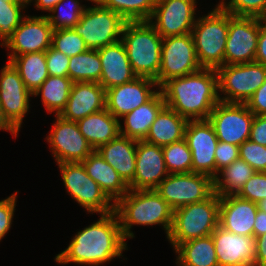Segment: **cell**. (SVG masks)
Returning <instances> with one entry per match:
<instances>
[{
	"label": "cell",
	"instance_id": "6da1fadb",
	"mask_svg": "<svg viewBox=\"0 0 266 266\" xmlns=\"http://www.w3.org/2000/svg\"><path fill=\"white\" fill-rule=\"evenodd\" d=\"M99 215L97 221L78 231L67 248L55 256L57 264L99 266L123 257L128 246L117 214L113 211Z\"/></svg>",
	"mask_w": 266,
	"mask_h": 266
},
{
	"label": "cell",
	"instance_id": "7a4b0ae2",
	"mask_svg": "<svg viewBox=\"0 0 266 266\" xmlns=\"http://www.w3.org/2000/svg\"><path fill=\"white\" fill-rule=\"evenodd\" d=\"M159 90L166 106L187 120H206L220 101L216 69L201 68L166 81Z\"/></svg>",
	"mask_w": 266,
	"mask_h": 266
},
{
	"label": "cell",
	"instance_id": "3957f363",
	"mask_svg": "<svg viewBox=\"0 0 266 266\" xmlns=\"http://www.w3.org/2000/svg\"><path fill=\"white\" fill-rule=\"evenodd\" d=\"M114 212L125 239L135 238L134 225H159L167 239L173 224L174 210L156 190H129L114 203Z\"/></svg>",
	"mask_w": 266,
	"mask_h": 266
},
{
	"label": "cell",
	"instance_id": "277c9868",
	"mask_svg": "<svg viewBox=\"0 0 266 266\" xmlns=\"http://www.w3.org/2000/svg\"><path fill=\"white\" fill-rule=\"evenodd\" d=\"M121 41L137 77L156 80L161 66L163 38L148 21L126 22Z\"/></svg>",
	"mask_w": 266,
	"mask_h": 266
},
{
	"label": "cell",
	"instance_id": "5b68a950",
	"mask_svg": "<svg viewBox=\"0 0 266 266\" xmlns=\"http://www.w3.org/2000/svg\"><path fill=\"white\" fill-rule=\"evenodd\" d=\"M208 14L199 16L192 28L195 52L202 68L224 66V55L229 28V12L219 3Z\"/></svg>",
	"mask_w": 266,
	"mask_h": 266
},
{
	"label": "cell",
	"instance_id": "8992f818",
	"mask_svg": "<svg viewBox=\"0 0 266 266\" xmlns=\"http://www.w3.org/2000/svg\"><path fill=\"white\" fill-rule=\"evenodd\" d=\"M219 205L220 196L213 192L203 201L175 209L167 237L173 249L186 241L211 235L219 225Z\"/></svg>",
	"mask_w": 266,
	"mask_h": 266
},
{
	"label": "cell",
	"instance_id": "52a82bcc",
	"mask_svg": "<svg viewBox=\"0 0 266 266\" xmlns=\"http://www.w3.org/2000/svg\"><path fill=\"white\" fill-rule=\"evenodd\" d=\"M87 6L74 31L83 38L89 49L98 50L121 40L126 21L115 11L103 7L98 1Z\"/></svg>",
	"mask_w": 266,
	"mask_h": 266
},
{
	"label": "cell",
	"instance_id": "ba28073f",
	"mask_svg": "<svg viewBox=\"0 0 266 266\" xmlns=\"http://www.w3.org/2000/svg\"><path fill=\"white\" fill-rule=\"evenodd\" d=\"M216 72L219 99L227 103H247L266 78V66L257 62L224 65Z\"/></svg>",
	"mask_w": 266,
	"mask_h": 266
},
{
	"label": "cell",
	"instance_id": "9c48e42d",
	"mask_svg": "<svg viewBox=\"0 0 266 266\" xmlns=\"http://www.w3.org/2000/svg\"><path fill=\"white\" fill-rule=\"evenodd\" d=\"M68 193L89 214L114 211V202L86 172L81 162L57 164Z\"/></svg>",
	"mask_w": 266,
	"mask_h": 266
},
{
	"label": "cell",
	"instance_id": "30bf717a",
	"mask_svg": "<svg viewBox=\"0 0 266 266\" xmlns=\"http://www.w3.org/2000/svg\"><path fill=\"white\" fill-rule=\"evenodd\" d=\"M192 33L163 38L161 66L155 80L159 88L168 80L200 70Z\"/></svg>",
	"mask_w": 266,
	"mask_h": 266
},
{
	"label": "cell",
	"instance_id": "8fae6325",
	"mask_svg": "<svg viewBox=\"0 0 266 266\" xmlns=\"http://www.w3.org/2000/svg\"><path fill=\"white\" fill-rule=\"evenodd\" d=\"M173 210L200 202L213 191V179L201 173L169 174L155 189Z\"/></svg>",
	"mask_w": 266,
	"mask_h": 266
},
{
	"label": "cell",
	"instance_id": "7c38bea8",
	"mask_svg": "<svg viewBox=\"0 0 266 266\" xmlns=\"http://www.w3.org/2000/svg\"><path fill=\"white\" fill-rule=\"evenodd\" d=\"M254 114L246 103L219 101L208 121L212 124L218 141L240 146L249 140Z\"/></svg>",
	"mask_w": 266,
	"mask_h": 266
},
{
	"label": "cell",
	"instance_id": "4fadbf2b",
	"mask_svg": "<svg viewBox=\"0 0 266 266\" xmlns=\"http://www.w3.org/2000/svg\"><path fill=\"white\" fill-rule=\"evenodd\" d=\"M32 96L18 71L7 61L0 70V109L3 118L18 134L31 108Z\"/></svg>",
	"mask_w": 266,
	"mask_h": 266
},
{
	"label": "cell",
	"instance_id": "5bb4252c",
	"mask_svg": "<svg viewBox=\"0 0 266 266\" xmlns=\"http://www.w3.org/2000/svg\"><path fill=\"white\" fill-rule=\"evenodd\" d=\"M265 20L229 13L224 65L255 62L260 26Z\"/></svg>",
	"mask_w": 266,
	"mask_h": 266
},
{
	"label": "cell",
	"instance_id": "9a60e30c",
	"mask_svg": "<svg viewBox=\"0 0 266 266\" xmlns=\"http://www.w3.org/2000/svg\"><path fill=\"white\" fill-rule=\"evenodd\" d=\"M55 122L45 140L50 144L55 162L73 163L84 161L94 149L80 132L76 121L55 115Z\"/></svg>",
	"mask_w": 266,
	"mask_h": 266
},
{
	"label": "cell",
	"instance_id": "2e32d148",
	"mask_svg": "<svg viewBox=\"0 0 266 266\" xmlns=\"http://www.w3.org/2000/svg\"><path fill=\"white\" fill-rule=\"evenodd\" d=\"M196 1L157 0L148 22L162 38L189 34L197 19Z\"/></svg>",
	"mask_w": 266,
	"mask_h": 266
},
{
	"label": "cell",
	"instance_id": "e0dca14e",
	"mask_svg": "<svg viewBox=\"0 0 266 266\" xmlns=\"http://www.w3.org/2000/svg\"><path fill=\"white\" fill-rule=\"evenodd\" d=\"M185 140L192 155V172L216 176L215 150L218 139L212 124L206 120H188Z\"/></svg>",
	"mask_w": 266,
	"mask_h": 266
},
{
	"label": "cell",
	"instance_id": "ac0fdd59",
	"mask_svg": "<svg viewBox=\"0 0 266 266\" xmlns=\"http://www.w3.org/2000/svg\"><path fill=\"white\" fill-rule=\"evenodd\" d=\"M52 33L53 28L45 15H26L3 45L10 50L7 61L21 54L46 51L51 47Z\"/></svg>",
	"mask_w": 266,
	"mask_h": 266
},
{
	"label": "cell",
	"instance_id": "d6986e66",
	"mask_svg": "<svg viewBox=\"0 0 266 266\" xmlns=\"http://www.w3.org/2000/svg\"><path fill=\"white\" fill-rule=\"evenodd\" d=\"M158 91L159 86L154 79L136 77L130 82L106 90V109L119 120L148 102Z\"/></svg>",
	"mask_w": 266,
	"mask_h": 266
},
{
	"label": "cell",
	"instance_id": "ffe728a7",
	"mask_svg": "<svg viewBox=\"0 0 266 266\" xmlns=\"http://www.w3.org/2000/svg\"><path fill=\"white\" fill-rule=\"evenodd\" d=\"M169 175L161 146L137 141L135 175L128 184L130 190H155Z\"/></svg>",
	"mask_w": 266,
	"mask_h": 266
},
{
	"label": "cell",
	"instance_id": "44dd1931",
	"mask_svg": "<svg viewBox=\"0 0 266 266\" xmlns=\"http://www.w3.org/2000/svg\"><path fill=\"white\" fill-rule=\"evenodd\" d=\"M211 235L219 266H254V236L235 234L219 225Z\"/></svg>",
	"mask_w": 266,
	"mask_h": 266
},
{
	"label": "cell",
	"instance_id": "7402d4cb",
	"mask_svg": "<svg viewBox=\"0 0 266 266\" xmlns=\"http://www.w3.org/2000/svg\"><path fill=\"white\" fill-rule=\"evenodd\" d=\"M106 108V90L97 82H73L65 108L59 114L78 121Z\"/></svg>",
	"mask_w": 266,
	"mask_h": 266
},
{
	"label": "cell",
	"instance_id": "603a6c76",
	"mask_svg": "<svg viewBox=\"0 0 266 266\" xmlns=\"http://www.w3.org/2000/svg\"><path fill=\"white\" fill-rule=\"evenodd\" d=\"M258 204L238 195L220 196L219 226L242 236H253Z\"/></svg>",
	"mask_w": 266,
	"mask_h": 266
},
{
	"label": "cell",
	"instance_id": "cb8c5ba5",
	"mask_svg": "<svg viewBox=\"0 0 266 266\" xmlns=\"http://www.w3.org/2000/svg\"><path fill=\"white\" fill-rule=\"evenodd\" d=\"M98 53L102 68L99 84L105 90L130 82L137 77L121 40L98 49Z\"/></svg>",
	"mask_w": 266,
	"mask_h": 266
},
{
	"label": "cell",
	"instance_id": "d4e9b609",
	"mask_svg": "<svg viewBox=\"0 0 266 266\" xmlns=\"http://www.w3.org/2000/svg\"><path fill=\"white\" fill-rule=\"evenodd\" d=\"M136 147L137 140L119 135L96 151L129 184L135 175Z\"/></svg>",
	"mask_w": 266,
	"mask_h": 266
},
{
	"label": "cell",
	"instance_id": "484cf974",
	"mask_svg": "<svg viewBox=\"0 0 266 266\" xmlns=\"http://www.w3.org/2000/svg\"><path fill=\"white\" fill-rule=\"evenodd\" d=\"M165 105L163 94L159 90L148 102L119 119L120 135L137 141L144 140L150 126Z\"/></svg>",
	"mask_w": 266,
	"mask_h": 266
},
{
	"label": "cell",
	"instance_id": "4316f807",
	"mask_svg": "<svg viewBox=\"0 0 266 266\" xmlns=\"http://www.w3.org/2000/svg\"><path fill=\"white\" fill-rule=\"evenodd\" d=\"M81 163L87 174L114 203L130 190L118 172L96 150Z\"/></svg>",
	"mask_w": 266,
	"mask_h": 266
},
{
	"label": "cell",
	"instance_id": "83f0119b",
	"mask_svg": "<svg viewBox=\"0 0 266 266\" xmlns=\"http://www.w3.org/2000/svg\"><path fill=\"white\" fill-rule=\"evenodd\" d=\"M119 123L106 108L77 121L80 132L94 150L120 135Z\"/></svg>",
	"mask_w": 266,
	"mask_h": 266
},
{
	"label": "cell",
	"instance_id": "f1b7e54d",
	"mask_svg": "<svg viewBox=\"0 0 266 266\" xmlns=\"http://www.w3.org/2000/svg\"><path fill=\"white\" fill-rule=\"evenodd\" d=\"M188 120L176 111L164 106L150 126L144 141L158 146H165L184 138Z\"/></svg>",
	"mask_w": 266,
	"mask_h": 266
},
{
	"label": "cell",
	"instance_id": "f546056e",
	"mask_svg": "<svg viewBox=\"0 0 266 266\" xmlns=\"http://www.w3.org/2000/svg\"><path fill=\"white\" fill-rule=\"evenodd\" d=\"M174 251L178 266H219L212 235L181 243Z\"/></svg>",
	"mask_w": 266,
	"mask_h": 266
},
{
	"label": "cell",
	"instance_id": "4dcf8cb0",
	"mask_svg": "<svg viewBox=\"0 0 266 266\" xmlns=\"http://www.w3.org/2000/svg\"><path fill=\"white\" fill-rule=\"evenodd\" d=\"M18 71L26 88L33 93L49 77L46 51L21 54L9 61Z\"/></svg>",
	"mask_w": 266,
	"mask_h": 266
},
{
	"label": "cell",
	"instance_id": "1f68e13d",
	"mask_svg": "<svg viewBox=\"0 0 266 266\" xmlns=\"http://www.w3.org/2000/svg\"><path fill=\"white\" fill-rule=\"evenodd\" d=\"M254 173L255 170L247 162L238 158L218 171L213 178V191L219 196L237 195Z\"/></svg>",
	"mask_w": 266,
	"mask_h": 266
},
{
	"label": "cell",
	"instance_id": "d6a6232c",
	"mask_svg": "<svg viewBox=\"0 0 266 266\" xmlns=\"http://www.w3.org/2000/svg\"><path fill=\"white\" fill-rule=\"evenodd\" d=\"M72 85L73 81L69 77L49 76L32 95H41L47 113L59 115L66 106Z\"/></svg>",
	"mask_w": 266,
	"mask_h": 266
},
{
	"label": "cell",
	"instance_id": "836d02e7",
	"mask_svg": "<svg viewBox=\"0 0 266 266\" xmlns=\"http://www.w3.org/2000/svg\"><path fill=\"white\" fill-rule=\"evenodd\" d=\"M101 60L98 50L87 51L69 57L68 77L73 82H100Z\"/></svg>",
	"mask_w": 266,
	"mask_h": 266
},
{
	"label": "cell",
	"instance_id": "e575fe53",
	"mask_svg": "<svg viewBox=\"0 0 266 266\" xmlns=\"http://www.w3.org/2000/svg\"><path fill=\"white\" fill-rule=\"evenodd\" d=\"M126 22L149 21L157 0H96Z\"/></svg>",
	"mask_w": 266,
	"mask_h": 266
},
{
	"label": "cell",
	"instance_id": "d590c367",
	"mask_svg": "<svg viewBox=\"0 0 266 266\" xmlns=\"http://www.w3.org/2000/svg\"><path fill=\"white\" fill-rule=\"evenodd\" d=\"M80 2V0H61L45 15L53 30L73 28L79 22L86 8Z\"/></svg>",
	"mask_w": 266,
	"mask_h": 266
},
{
	"label": "cell",
	"instance_id": "8d00e7d4",
	"mask_svg": "<svg viewBox=\"0 0 266 266\" xmlns=\"http://www.w3.org/2000/svg\"><path fill=\"white\" fill-rule=\"evenodd\" d=\"M169 174L191 173L192 155L185 138L162 147Z\"/></svg>",
	"mask_w": 266,
	"mask_h": 266
},
{
	"label": "cell",
	"instance_id": "74e56055",
	"mask_svg": "<svg viewBox=\"0 0 266 266\" xmlns=\"http://www.w3.org/2000/svg\"><path fill=\"white\" fill-rule=\"evenodd\" d=\"M51 47L68 57L87 51L85 41L73 28L53 30Z\"/></svg>",
	"mask_w": 266,
	"mask_h": 266
},
{
	"label": "cell",
	"instance_id": "f35d334b",
	"mask_svg": "<svg viewBox=\"0 0 266 266\" xmlns=\"http://www.w3.org/2000/svg\"><path fill=\"white\" fill-rule=\"evenodd\" d=\"M24 7L14 2H0V46L13 35L14 30L20 25L25 17Z\"/></svg>",
	"mask_w": 266,
	"mask_h": 266
},
{
	"label": "cell",
	"instance_id": "ab89813d",
	"mask_svg": "<svg viewBox=\"0 0 266 266\" xmlns=\"http://www.w3.org/2000/svg\"><path fill=\"white\" fill-rule=\"evenodd\" d=\"M219 4L233 16L266 19V0H220Z\"/></svg>",
	"mask_w": 266,
	"mask_h": 266
},
{
	"label": "cell",
	"instance_id": "60d3db41",
	"mask_svg": "<svg viewBox=\"0 0 266 266\" xmlns=\"http://www.w3.org/2000/svg\"><path fill=\"white\" fill-rule=\"evenodd\" d=\"M239 158L255 171L266 172V146L247 140L239 146Z\"/></svg>",
	"mask_w": 266,
	"mask_h": 266
},
{
	"label": "cell",
	"instance_id": "b9f144b4",
	"mask_svg": "<svg viewBox=\"0 0 266 266\" xmlns=\"http://www.w3.org/2000/svg\"><path fill=\"white\" fill-rule=\"evenodd\" d=\"M239 197L258 203L266 198V172L255 171L237 194Z\"/></svg>",
	"mask_w": 266,
	"mask_h": 266
},
{
	"label": "cell",
	"instance_id": "7bdbcfd3",
	"mask_svg": "<svg viewBox=\"0 0 266 266\" xmlns=\"http://www.w3.org/2000/svg\"><path fill=\"white\" fill-rule=\"evenodd\" d=\"M46 65L49 76L68 77L69 57L52 47L46 50Z\"/></svg>",
	"mask_w": 266,
	"mask_h": 266
},
{
	"label": "cell",
	"instance_id": "ee69618b",
	"mask_svg": "<svg viewBox=\"0 0 266 266\" xmlns=\"http://www.w3.org/2000/svg\"><path fill=\"white\" fill-rule=\"evenodd\" d=\"M17 194L18 191H15V193L11 194L9 197L0 200V242L5 238L4 236H6L12 227L11 225L18 198Z\"/></svg>",
	"mask_w": 266,
	"mask_h": 266
},
{
	"label": "cell",
	"instance_id": "f6af8a7d",
	"mask_svg": "<svg viewBox=\"0 0 266 266\" xmlns=\"http://www.w3.org/2000/svg\"><path fill=\"white\" fill-rule=\"evenodd\" d=\"M216 175L218 171L239 158V146L218 141L215 150Z\"/></svg>",
	"mask_w": 266,
	"mask_h": 266
},
{
	"label": "cell",
	"instance_id": "bcb514c9",
	"mask_svg": "<svg viewBox=\"0 0 266 266\" xmlns=\"http://www.w3.org/2000/svg\"><path fill=\"white\" fill-rule=\"evenodd\" d=\"M246 105L254 115H266V78Z\"/></svg>",
	"mask_w": 266,
	"mask_h": 266
},
{
	"label": "cell",
	"instance_id": "7dc6e473",
	"mask_svg": "<svg viewBox=\"0 0 266 266\" xmlns=\"http://www.w3.org/2000/svg\"><path fill=\"white\" fill-rule=\"evenodd\" d=\"M249 140L266 146V115H254Z\"/></svg>",
	"mask_w": 266,
	"mask_h": 266
},
{
	"label": "cell",
	"instance_id": "c3c4849f",
	"mask_svg": "<svg viewBox=\"0 0 266 266\" xmlns=\"http://www.w3.org/2000/svg\"><path fill=\"white\" fill-rule=\"evenodd\" d=\"M255 62L266 66V20L260 26Z\"/></svg>",
	"mask_w": 266,
	"mask_h": 266
},
{
	"label": "cell",
	"instance_id": "681fc988",
	"mask_svg": "<svg viewBox=\"0 0 266 266\" xmlns=\"http://www.w3.org/2000/svg\"><path fill=\"white\" fill-rule=\"evenodd\" d=\"M254 266H266V233L255 238Z\"/></svg>",
	"mask_w": 266,
	"mask_h": 266
},
{
	"label": "cell",
	"instance_id": "f907efd6",
	"mask_svg": "<svg viewBox=\"0 0 266 266\" xmlns=\"http://www.w3.org/2000/svg\"><path fill=\"white\" fill-rule=\"evenodd\" d=\"M266 233V212L258 209L255 217L253 236L255 238Z\"/></svg>",
	"mask_w": 266,
	"mask_h": 266
},
{
	"label": "cell",
	"instance_id": "816d5d0a",
	"mask_svg": "<svg viewBox=\"0 0 266 266\" xmlns=\"http://www.w3.org/2000/svg\"><path fill=\"white\" fill-rule=\"evenodd\" d=\"M61 0H35L33 5L37 10L50 12Z\"/></svg>",
	"mask_w": 266,
	"mask_h": 266
},
{
	"label": "cell",
	"instance_id": "f5cc1de1",
	"mask_svg": "<svg viewBox=\"0 0 266 266\" xmlns=\"http://www.w3.org/2000/svg\"><path fill=\"white\" fill-rule=\"evenodd\" d=\"M0 130H5L10 132L13 137H18V133L7 123V121L3 118L1 109H0Z\"/></svg>",
	"mask_w": 266,
	"mask_h": 266
},
{
	"label": "cell",
	"instance_id": "db71d44e",
	"mask_svg": "<svg viewBox=\"0 0 266 266\" xmlns=\"http://www.w3.org/2000/svg\"><path fill=\"white\" fill-rule=\"evenodd\" d=\"M35 0H14V3L23 6L25 9L27 6L31 5Z\"/></svg>",
	"mask_w": 266,
	"mask_h": 266
},
{
	"label": "cell",
	"instance_id": "11a10c76",
	"mask_svg": "<svg viewBox=\"0 0 266 266\" xmlns=\"http://www.w3.org/2000/svg\"><path fill=\"white\" fill-rule=\"evenodd\" d=\"M258 204V209L266 212V198L261 200L260 202L257 203Z\"/></svg>",
	"mask_w": 266,
	"mask_h": 266
},
{
	"label": "cell",
	"instance_id": "9f6ffc18",
	"mask_svg": "<svg viewBox=\"0 0 266 266\" xmlns=\"http://www.w3.org/2000/svg\"><path fill=\"white\" fill-rule=\"evenodd\" d=\"M3 1H9V2H14V0H3ZM0 2H1V0H0Z\"/></svg>",
	"mask_w": 266,
	"mask_h": 266
}]
</instances>
